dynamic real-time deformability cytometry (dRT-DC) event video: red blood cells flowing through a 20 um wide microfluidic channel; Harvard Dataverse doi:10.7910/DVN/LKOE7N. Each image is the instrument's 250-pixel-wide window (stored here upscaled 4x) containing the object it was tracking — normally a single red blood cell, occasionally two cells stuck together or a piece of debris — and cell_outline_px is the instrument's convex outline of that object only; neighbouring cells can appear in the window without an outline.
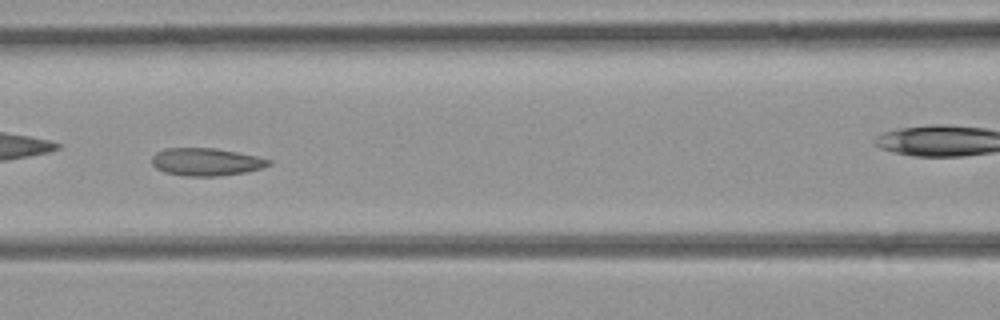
{"species": "common noctule bat (a hibernating species)", "species_latin": "Nyctalus noctula", "temperature_condition": "room temperature", "stored_images_in_passage": 48, "camera_frame_rate_fps": 3000, "um_per_image_px": 0.085, "animal": {"sex": "female", "body_mass_g": 21.9}, "frame": {"image": 1, "passage_image": 21, "time_ms": 6.667, "image_size_px": [1000, 320], "cell_outline_px": [[272, 164], [260, 168], [244, 172], [220, 176], [184, 176], [164, 172], [156, 168], [152, 164], [152, 156], [156, 152], [164, 148], [216, 148], [256, 156], [272, 160]], "centroid_in_image_um": [17.49, 13.76], "position_along_channel_um": 149.1, "area_um2": 18.84}}